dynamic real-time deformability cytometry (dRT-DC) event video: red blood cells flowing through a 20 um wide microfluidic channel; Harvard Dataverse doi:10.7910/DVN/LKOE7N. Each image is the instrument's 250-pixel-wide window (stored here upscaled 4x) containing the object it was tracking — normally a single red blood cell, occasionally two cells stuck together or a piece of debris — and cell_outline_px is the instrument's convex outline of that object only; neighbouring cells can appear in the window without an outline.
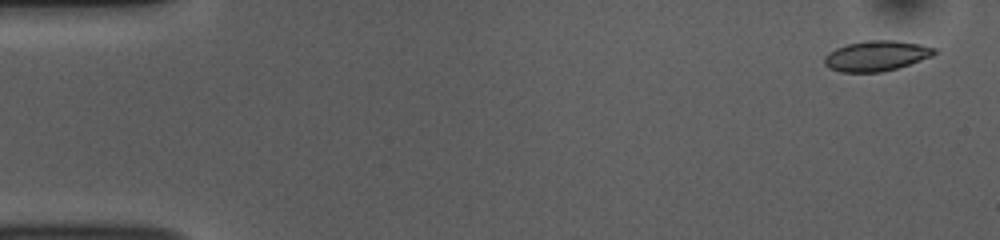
{"species": "common noctule bat (a hibernating species)", "species_latin": "Nyctalus noctula", "temperature_condition": "room temperature", "stored_images_in_passage": 52, "camera_frame_rate_fps": 3000, "um_per_image_px": 0.085, "animal": {"sex": "female", "body_mass_g": 10.0, "forearm_length_mm": 53.1}, "frame": {"image": 1, "passage_image": 2, "time_ms": 0.333, "image_size_px": [1000, 240], "cell_outline_px": [[936, 52], [932, 56], [896, 68], [880, 72], [840, 72], [828, 68], [824, 64], [824, 56], [828, 52], [836, 48], [848, 44], [864, 40], [896, 40], [920, 44], [936, 48]], "centroid_in_image_um": [74.45, 4.74], "position_along_channel_um": 10.5, "area_um2": 19.42}}
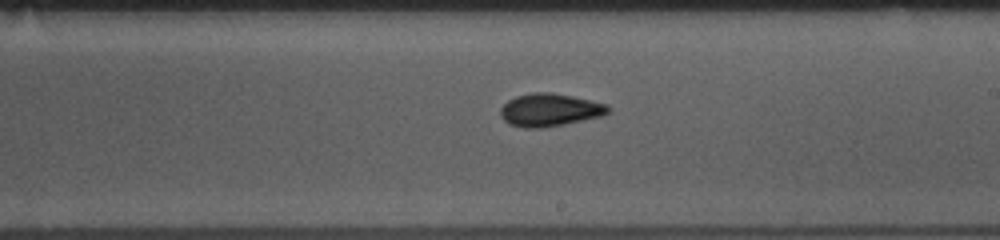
{"frame": {"image": 2, "passage_image": 30, "time_ms": 9.667, "image_size_px": [1000, 240], "cell_outline_px": [[612, 108], [608, 112], [600, 116], [564, 124], [540, 128], [524, 128], [508, 124], [500, 116], [500, 108], [508, 100], [516, 96], [532, 92], [552, 92], [572, 96], [608, 104]], "centroid_in_image_um": [46.7, 9.34], "position_along_channel_um": 242.3, "area_um2": 20.63}}
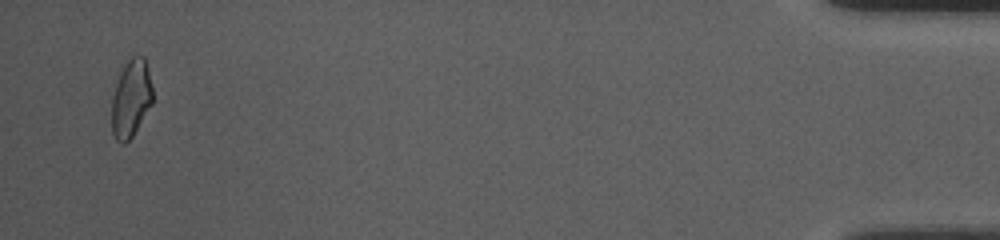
{"frame": {"image": 3, "passage_image": 51, "time_ms": 16.667, "image_size_px": [1000, 240], "cell_outline_px": [[152, 104], [132, 136], [124, 144], [120, 144], [116, 140], [112, 132], [112, 96], [120, 72], [124, 64], [132, 56], [144, 56], [152, 88]], "centroid_in_image_um": [11.12, 8.38], "position_along_channel_um": 424.1, "area_um2": 18.32}, "authors_computed_cell_mechanics": {"area_um2": 19.3919, "velocity_mm_per_s": 3.7888, "shape_relaxation_time_tau1_ms": 3.2522, "shape_relaxation_time_tau2_ms": 3.9905, "deformation_change_tau1": 0.1016, "deformation_change_tau2": 0.0757}}